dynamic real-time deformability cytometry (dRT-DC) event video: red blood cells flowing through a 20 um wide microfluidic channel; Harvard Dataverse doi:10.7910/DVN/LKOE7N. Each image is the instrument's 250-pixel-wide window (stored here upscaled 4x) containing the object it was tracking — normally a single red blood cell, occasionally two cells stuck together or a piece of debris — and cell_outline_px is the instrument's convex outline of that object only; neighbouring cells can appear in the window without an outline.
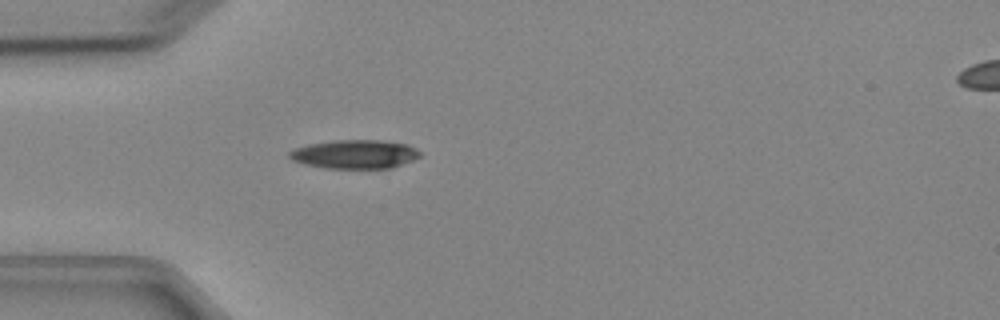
{"species": "Egyptian fruit bat (a non-hibernating species)", "species_latin": "Rousettus aegyptiacus", "temperature_condition": "cold", "stored_images_in_passage": 1, "camera_frame_rate_fps": 3000, "um_per_image_px": 0.085, "animal": {"sex": "female"}, "frame": {"image": 1, "passage_image": 1, "time_ms": 0.0, "image_size_px": [1000, 320], "cell_outline_px": [[420, 156], [412, 160], [392, 168], [328, 168], [308, 164], [292, 160], [288, 156], [288, 152], [296, 148], [308, 144], [332, 140], [380, 140], [408, 144], [416, 148], [420, 152]], "centroid_in_image_um": [30.18, 13.09], "position_along_channel_um": 54.8, "area_um2": 21.79}}